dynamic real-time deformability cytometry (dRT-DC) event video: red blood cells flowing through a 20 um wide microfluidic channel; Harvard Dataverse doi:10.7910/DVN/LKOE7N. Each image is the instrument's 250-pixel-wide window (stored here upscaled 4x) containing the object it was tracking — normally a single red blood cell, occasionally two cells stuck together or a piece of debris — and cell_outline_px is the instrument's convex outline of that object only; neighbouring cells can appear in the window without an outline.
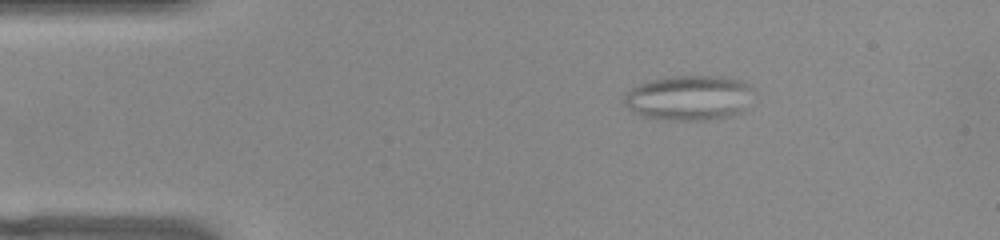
{"species": "common noctule bat (a hibernating species)", "species_latin": "Nyctalus noctula", "temperature_condition": "warm", "stored_images_in_passage": 51, "camera_frame_rate_fps": 3000, "um_per_image_px": 0.085, "animal": {"sex": "female", "body_mass_g": 22.0, "forearm_length_mm": 56.7}, "frame": {"image": 1, "passage_image": 7, "time_ms": 2.0, "image_size_px": [1000, 240], "cell_outline_px": [[752, 88], [740, 112], [728, 116], [708, 120], [668, 120], [644, 116], [632, 112], [624, 104], [624, 96], [632, 88], [648, 80], [672, 76], [728, 76], [744, 80]], "centroid_in_image_um": [58.52, 8.3], "position_along_channel_um": 26.5, "area_um2": 33.7}}
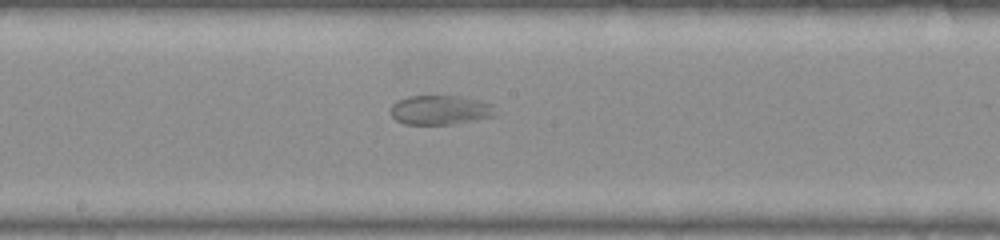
{"frame": {"image": 2, "passage_image": 26, "time_ms": 8.333, "image_size_px": [1000, 240], "cell_outline_px": [[496, 116], [452, 124], [404, 124], [396, 120], [392, 116], [392, 104], [396, 100], [408, 96], [460, 96], [480, 100], [492, 104]], "centroid_in_image_um": [37.42, 9.34], "position_along_channel_um": 210.8, "area_um2": 17.92}}
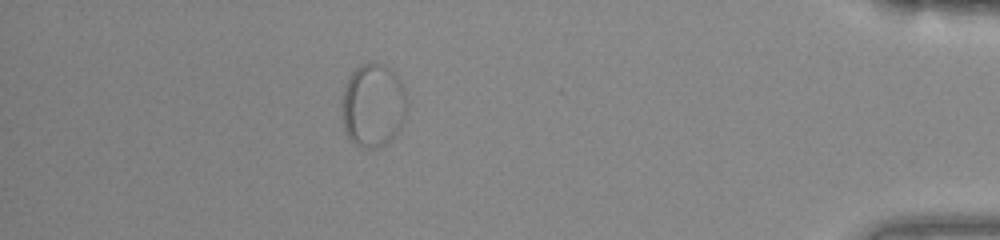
{"frame": {"image": 3, "passage_image": 45, "time_ms": 14.667, "image_size_px": [1000, 240], "cell_outline_px": [[408, 108], [404, 120], [400, 128], [380, 148], [364, 148], [356, 144], [344, 132], [340, 104], [344, 84], [348, 76], [360, 64], [372, 60], [384, 64], [400, 80], [404, 88]], "centroid_in_image_um": [31.68, 8.92], "position_along_channel_um": 403.5, "area_um2": 32.31}}